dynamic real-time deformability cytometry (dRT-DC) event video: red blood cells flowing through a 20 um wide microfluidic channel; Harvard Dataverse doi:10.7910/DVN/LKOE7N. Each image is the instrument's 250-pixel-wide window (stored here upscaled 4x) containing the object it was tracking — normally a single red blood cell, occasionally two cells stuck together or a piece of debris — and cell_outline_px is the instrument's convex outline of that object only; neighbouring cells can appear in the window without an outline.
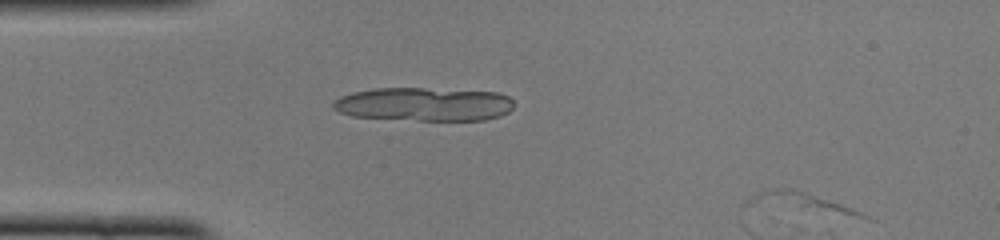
{"species": "common noctule bat (a hibernating species)", "species_latin": "Nyctalus noctula", "temperature_condition": "cold", "stored_images_in_passage": 8, "camera_frame_rate_fps": 3000, "um_per_image_px": 0.085, "animal": {"sex": "female", "body_mass_g": 22.0, "forearm_length_mm": 56.7}, "frame": {"image": 1, "passage_image": 1, "time_ms": 0.0, "image_size_px": [1000, 240], "cell_outline_px": [[868, 216], [860, 216], [740, 204], [752, 196], [760, 192], [776, 188], [792, 188], [840, 204], [860, 212]], "centroid_in_image_um": [67.85, 17.17], "position_along_channel_um": 17.2, "area_um2": 11.91}}